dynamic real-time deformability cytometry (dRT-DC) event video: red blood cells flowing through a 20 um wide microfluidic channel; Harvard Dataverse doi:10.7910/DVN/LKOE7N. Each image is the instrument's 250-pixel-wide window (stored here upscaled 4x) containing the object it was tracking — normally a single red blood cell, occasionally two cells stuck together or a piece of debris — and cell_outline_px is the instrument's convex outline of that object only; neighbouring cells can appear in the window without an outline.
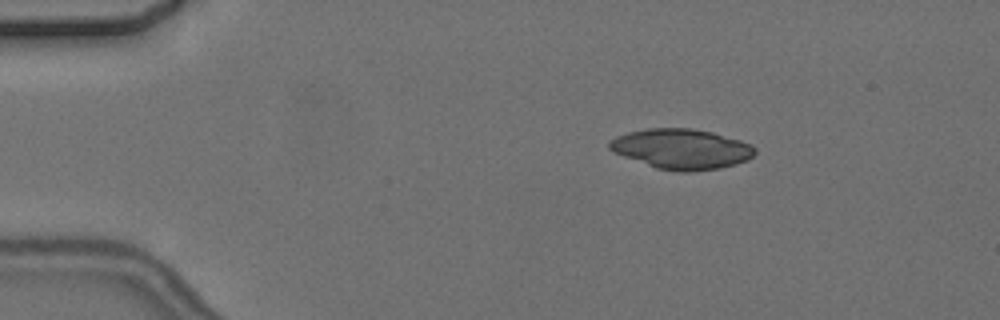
{"species": "common noctule bat (a hibernating species)", "species_latin": "Nyctalus noctula", "temperature_condition": "cold", "stored_images_in_passage": 5, "camera_frame_rate_fps": 3000, "um_per_image_px": 0.085, "animal": {"sex": "female", "body_mass_g": 24.6, "forearm_length_mm": 56.2}, "frame": {"image": 1, "passage_image": 3, "time_ms": 2.333, "image_size_px": [1000, 320], "cell_outline_px": [[756, 152], [748, 160], [736, 164], [720, 168], [688, 172], [676, 172], [656, 168], [612, 152], [608, 148], [608, 144], [616, 136], [628, 132], [648, 128], [692, 128], [712, 132], [740, 140], [752, 144], [756, 148]], "centroid_in_image_um": [57.94, 12.66], "position_along_channel_um": 27.1, "area_um2": 34.22}}